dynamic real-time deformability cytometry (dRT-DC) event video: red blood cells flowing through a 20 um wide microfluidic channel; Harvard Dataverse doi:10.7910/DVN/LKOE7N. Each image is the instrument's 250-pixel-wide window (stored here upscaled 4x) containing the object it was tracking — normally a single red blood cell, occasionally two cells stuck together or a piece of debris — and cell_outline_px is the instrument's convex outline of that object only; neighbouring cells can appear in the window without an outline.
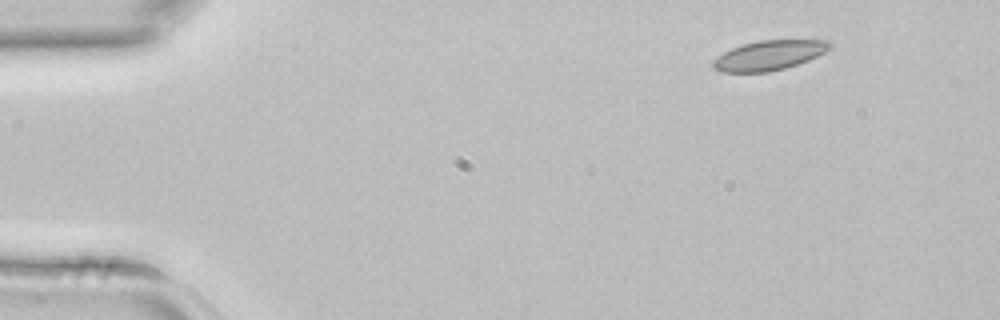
{"species": "common noctule bat (a hibernating species)", "species_latin": "Nyctalus noctula", "temperature_condition": "room temperature", "stored_images_in_passage": 2, "camera_frame_rate_fps": 3000, "um_per_image_px": 0.085, "animal": {"sex": "female", "body_mass_g": 22.7, "forearm_length_mm": 54.2}, "frame": {"image": 1, "passage_image": 1, "time_ms": 0.0, "image_size_px": [1000, 320], "cell_outline_px": [[832, 48], [808, 60], [784, 68], [768, 72], [720, 72], [712, 68], [712, 60], [724, 52], [732, 48], [744, 44], [760, 40], [832, 40]], "centroid_in_image_um": [65.37, 4.7], "position_along_channel_um": 19.6, "area_um2": 20.17}}
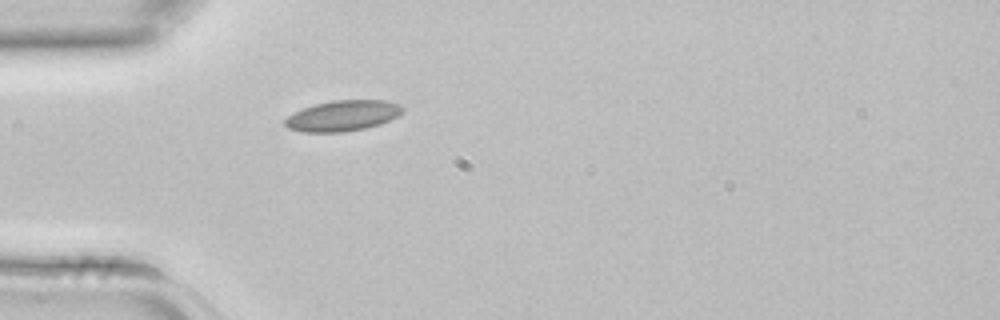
{"frame": {"image": 2, "passage_image": 2, "time_ms": 0.333, "image_size_px": [1000, 320], "cell_outline_px": [[404, 108], [396, 116], [380, 124], [364, 128], [344, 132], [304, 132], [288, 128], [284, 124], [284, 120], [288, 116], [304, 108], [316, 104], [332, 100], [388, 100], [400, 104]], "centroid_in_image_um": [29.13, 9.83], "position_along_channel_um": 55.9, "area_um2": 20.81}}